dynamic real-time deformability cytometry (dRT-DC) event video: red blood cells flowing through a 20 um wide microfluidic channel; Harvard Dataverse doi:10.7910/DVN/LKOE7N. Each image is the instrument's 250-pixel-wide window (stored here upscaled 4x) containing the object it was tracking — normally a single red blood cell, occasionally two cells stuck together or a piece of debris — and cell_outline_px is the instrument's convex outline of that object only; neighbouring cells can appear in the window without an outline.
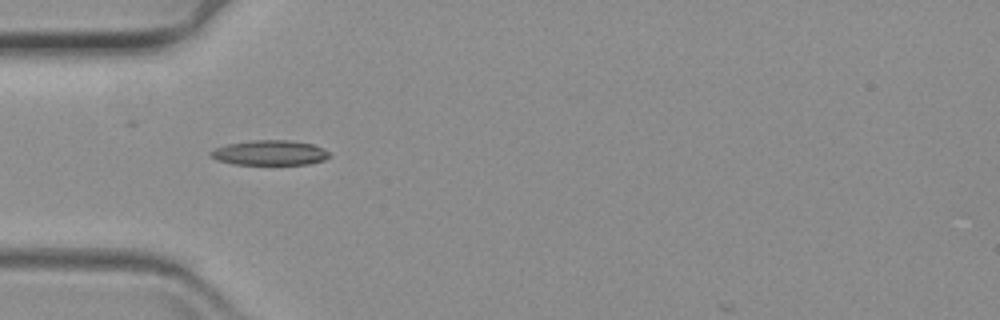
{"species": "common noctule bat (a hibernating species)", "species_latin": "Nyctalus noctula", "temperature_condition": "warm", "stored_images_in_passage": 19, "camera_frame_rate_fps": 3000, "um_per_image_px": 0.085, "animal": {"sex": "female", "body_mass_g": 19.3, "forearm_length_mm": 54.1}, "frame": {"image": 1, "passage_image": 1, "time_ms": 0.0, "image_size_px": [1000, 320], "cell_outline_px": [[332, 156], [324, 160], [308, 164], [236, 164], [216, 160], [208, 156], [208, 152], [216, 148], [228, 144], [256, 140], [288, 140], [312, 144], [328, 152]], "centroid_in_image_um": [22.91, 12.99], "position_along_channel_um": 62.1, "area_um2": 17.11}}
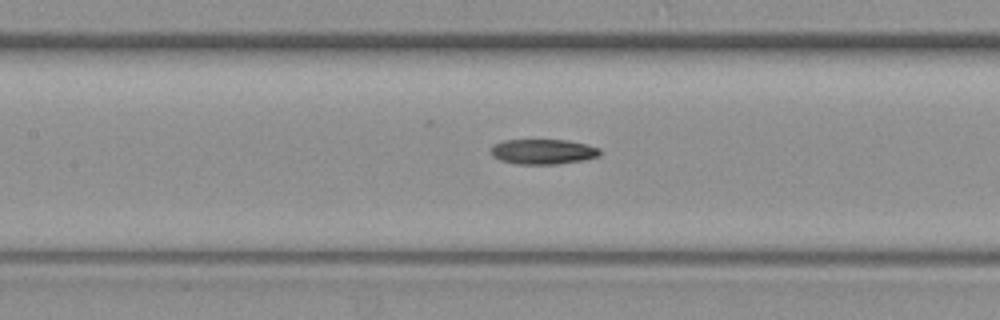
{"frame": {"image": 2, "passage_image": 10, "time_ms": 3.0, "image_size_px": [1000, 320], "cell_outline_px": [[600, 156], [584, 160], [556, 164], [516, 164], [500, 160], [492, 156], [492, 148], [496, 144], [504, 140], [568, 140], [600, 148]], "centroid_in_image_um": [46.18, 12.9], "position_along_channel_um": 161.2, "area_um2": 15.84}}
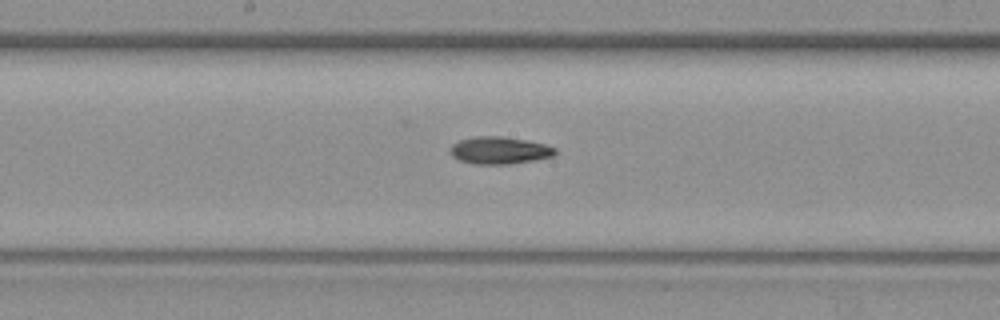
{"frame": {"image": 3, "passage_image": 14, "time_ms": 4.333, "image_size_px": [1000, 320], "cell_outline_px": [[556, 152], [552, 156], [532, 160], [508, 164], [472, 164], [460, 160], [452, 156], [448, 148], [452, 144], [460, 140], [476, 136], [500, 136], [524, 140], [544, 144], [556, 148]], "centroid_in_image_um": [42.4, 12.78], "position_along_channel_um": 205.8, "area_um2": 16.53}}